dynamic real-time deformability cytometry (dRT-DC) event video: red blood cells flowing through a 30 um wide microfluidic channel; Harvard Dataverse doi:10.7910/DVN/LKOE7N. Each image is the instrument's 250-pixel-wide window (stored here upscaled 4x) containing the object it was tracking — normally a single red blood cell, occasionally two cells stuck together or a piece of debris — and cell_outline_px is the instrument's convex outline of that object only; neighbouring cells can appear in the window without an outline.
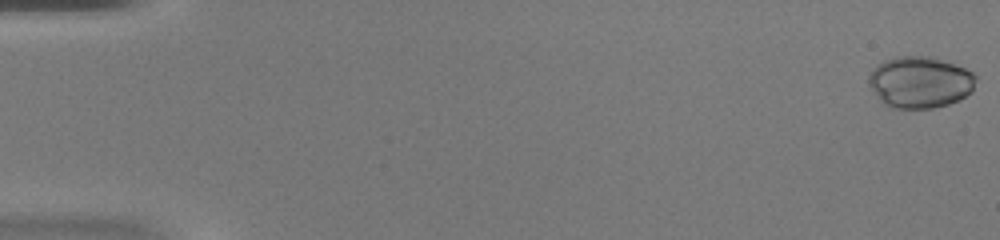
{"species": "common noctule bat (a hibernating species)", "species_latin": "Nyctalus noctula", "temperature_condition": "warm", "stored_images_in_passage": 48, "camera_frame_rate_fps": 3000, "um_per_image_px": 0.085, "animal": {"sex": "female", "body_mass_g": 20.0, "forearm_length_mm": 54.0}, "frame": {"image": 1, "passage_image": 1, "time_ms": 0.0, "image_size_px": [1000, 240], "cell_outline_px": [[976, 80], [972, 92], [948, 104], [932, 108], [892, 108], [884, 104], [880, 100], [868, 84], [868, 76], [872, 68], [884, 60], [896, 56], [936, 56], [964, 68], [972, 72], [976, 76]], "centroid_in_image_um": [78.18, 6.96], "position_along_channel_um": 6.8, "area_um2": 32.43}}
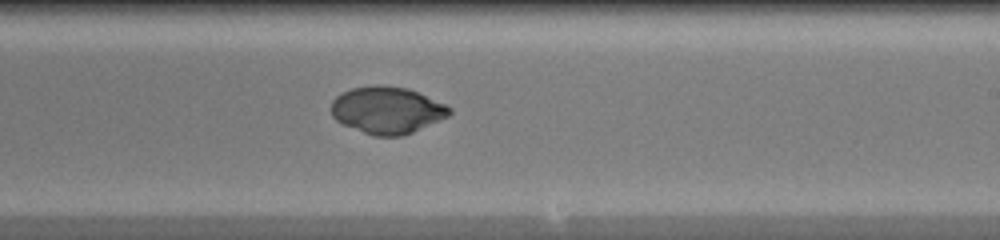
{"frame": {"image": 2, "passage_image": 30, "time_ms": 9.667, "image_size_px": [1000, 240], "cell_outline_px": [[452, 112], [448, 116], [412, 132], [400, 136], [376, 136], [364, 132], [344, 124], [336, 120], [332, 116], [332, 100], [336, 96], [352, 88], [372, 84], [380, 84], [408, 88], [444, 104], [452, 108]], "centroid_in_image_um": [32.89, 9.34], "position_along_channel_um": 256.1, "area_um2": 32.08}}
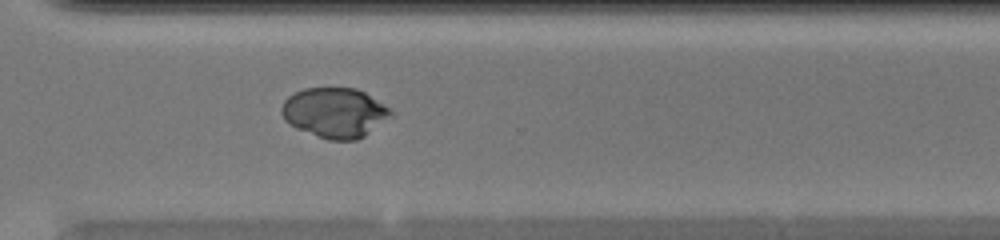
{"frame": {"image": 3, "passage_image": 36, "time_ms": 11.667, "image_size_px": [1000, 240], "cell_outline_px": [[396, 116], [364, 136], [356, 140], [328, 140], [296, 128], [288, 124], [284, 120], [280, 112], [280, 108], [284, 100], [288, 96], [304, 88], [356, 88], [364, 92], [388, 108]], "centroid_in_image_um": [28.45, 9.59], "position_along_channel_um": 342.1, "area_um2": 32.02}}